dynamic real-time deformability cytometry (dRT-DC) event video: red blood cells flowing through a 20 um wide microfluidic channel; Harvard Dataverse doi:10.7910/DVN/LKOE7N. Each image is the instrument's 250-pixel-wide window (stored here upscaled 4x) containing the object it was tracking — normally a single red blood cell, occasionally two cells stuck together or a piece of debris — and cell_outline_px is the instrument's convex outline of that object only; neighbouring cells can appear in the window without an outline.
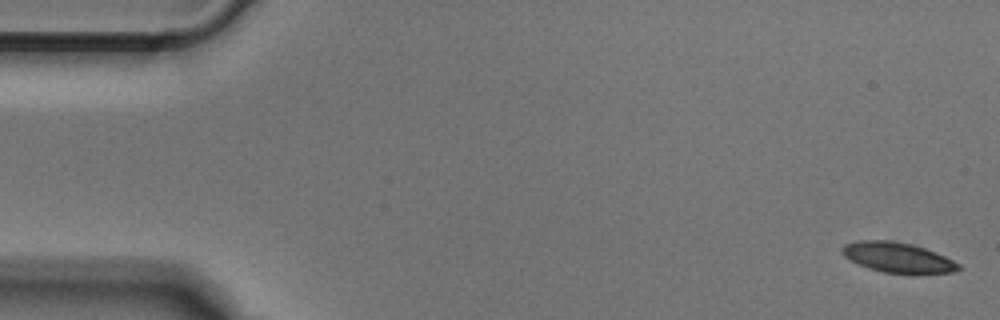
{"species": "Egyptian fruit bat (a non-hibernating species)", "species_latin": "Rousettus aegyptiacus", "temperature_condition": "cold", "stored_images_in_passage": 13, "camera_frame_rate_fps": 3000, "um_per_image_px": 0.085, "animal": {"sex": "male"}, "frame": {"image": 1, "passage_image": 1, "time_ms": 0.0, "image_size_px": [1000, 320], "cell_outline_px": [[960, 268], [952, 272], [916, 276], [912, 276], [884, 272], [868, 268], [844, 256], [840, 252], [840, 248], [844, 244], [856, 240], [888, 240], [912, 244], [936, 252], [960, 264]], "centroid_in_image_um": [76.32, 21.91], "position_along_channel_um": 8.7, "area_um2": 20.98}}
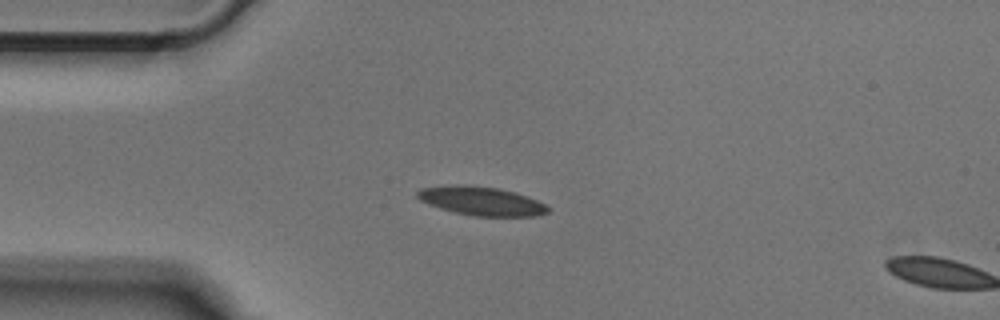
{"frame": {"image": 2, "passage_image": 12, "time_ms": 3.667, "image_size_px": [1000, 320], "cell_outline_px": [[552, 208], [548, 212], [540, 216], [472, 216], [440, 208], [428, 204], [420, 200], [416, 196], [416, 192], [420, 188], [452, 184], [468, 184], [500, 188], [516, 192], [528, 196]], "centroid_in_image_um": [40.92, 17.07], "position_along_channel_um": 44.1, "area_um2": 22.25}}